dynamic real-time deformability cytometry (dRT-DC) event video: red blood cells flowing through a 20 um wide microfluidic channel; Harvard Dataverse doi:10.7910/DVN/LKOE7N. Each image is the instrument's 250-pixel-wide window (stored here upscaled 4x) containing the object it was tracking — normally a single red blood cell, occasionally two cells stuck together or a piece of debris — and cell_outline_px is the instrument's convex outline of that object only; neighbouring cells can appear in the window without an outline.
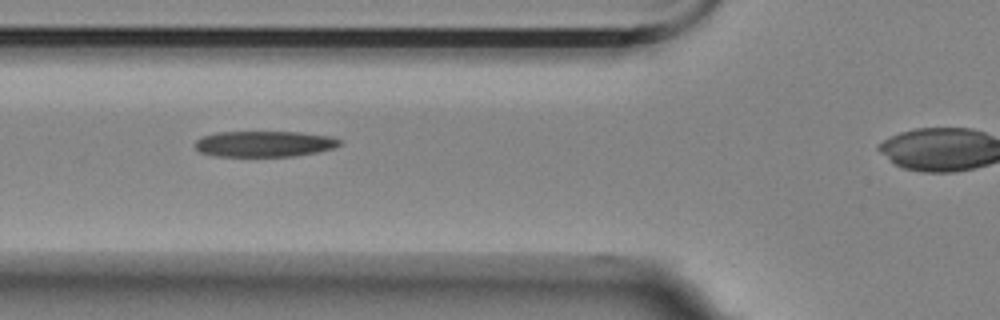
{"species": "Egyptian fruit bat (a non-hibernating species)", "species_latin": "Rousettus aegyptiacus", "temperature_condition": "room temperature", "stored_images_in_passage": 39, "camera_frame_rate_fps": 3000, "um_per_image_px": 0.085, "animal": {"sex": "female"}, "frame": {"image": 1, "passage_image": 13, "time_ms": 4.0, "image_size_px": [1000, 320], "cell_outline_px": [[340, 144], [332, 148], [316, 152], [292, 156], [216, 156], [200, 152], [196, 148], [196, 140], [200, 136], [216, 132], [300, 132], [328, 136], [340, 140]], "centroid_in_image_um": [22.41, 12.22], "position_along_channel_um": 103.4, "area_um2": 21.62}}
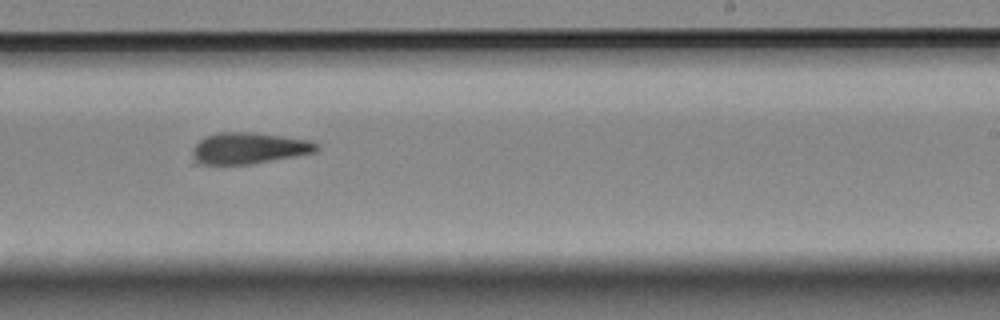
{"frame": {"image": 2, "passage_image": 27, "time_ms": 8.667, "image_size_px": [1000, 320], "cell_outline_px": [[320, 148], [316, 152], [252, 164], [192, 164], [192, 148], [204, 136], [220, 132], [252, 132], [312, 140], [320, 144]], "centroid_in_image_um": [21.14, 12.6], "position_along_channel_um": 267.9, "area_um2": 23.0}}
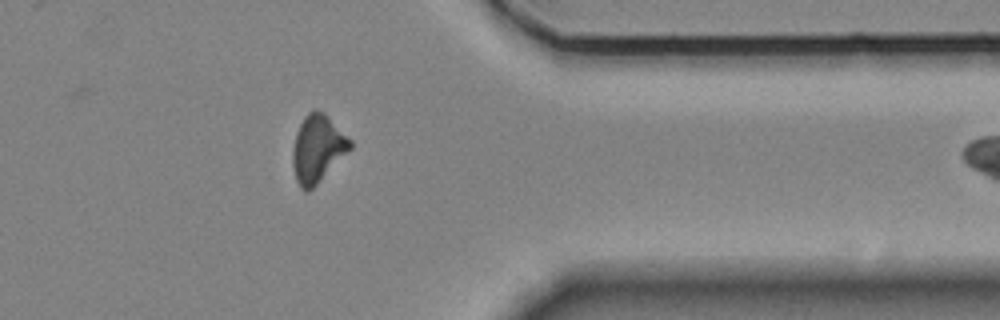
{"frame": {"image": 3, "passage_image": 38, "time_ms": 12.333, "image_size_px": [1000, 320], "cell_outline_px": [[352, 148], [308, 192], [304, 192], [300, 188], [296, 180], [292, 164], [292, 152], [296, 132], [304, 116], [312, 108], [316, 108], [324, 112], [352, 140]], "centroid_in_image_um": [26.98, 12.61], "position_along_channel_um": 384.4, "area_um2": 22.66}}